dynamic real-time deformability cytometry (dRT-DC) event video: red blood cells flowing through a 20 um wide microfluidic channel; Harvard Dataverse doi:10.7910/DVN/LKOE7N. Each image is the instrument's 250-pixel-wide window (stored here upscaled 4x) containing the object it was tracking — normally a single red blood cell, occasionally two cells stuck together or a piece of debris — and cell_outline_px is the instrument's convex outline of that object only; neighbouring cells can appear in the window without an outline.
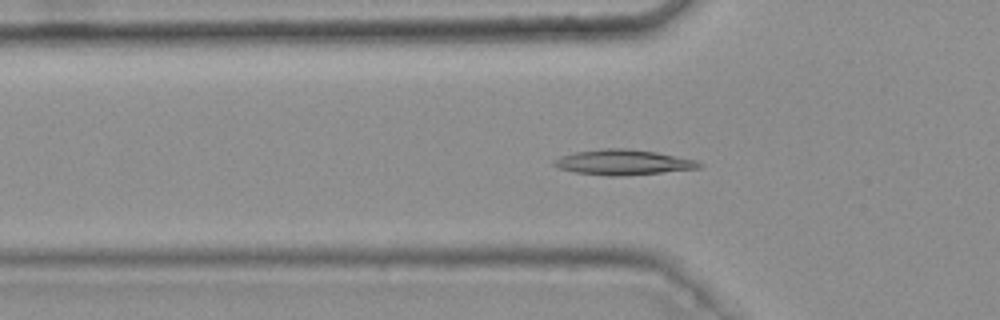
{"species": "common noctule bat (a hibernating species)", "species_latin": "Nyctalus noctula", "temperature_condition": "warm", "stored_images_in_passage": 47, "camera_frame_rate_fps": 3000, "um_per_image_px": 0.085, "animal": {"sex": "female", "body_mass_g": 25.1}, "frame": {"image": 1, "passage_image": 18, "time_ms": 5.667, "image_size_px": [1000, 320], "cell_outline_px": [[704, 164], [700, 168], [664, 172], [620, 176], [608, 176], [576, 172], [560, 168], [552, 164], [552, 160], [560, 156], [576, 152], [604, 148], [628, 148], [656, 152], [696, 160]], "centroid_in_image_um": [52.97, 13.79], "position_along_channel_um": 72.8, "area_um2": 21.33}}
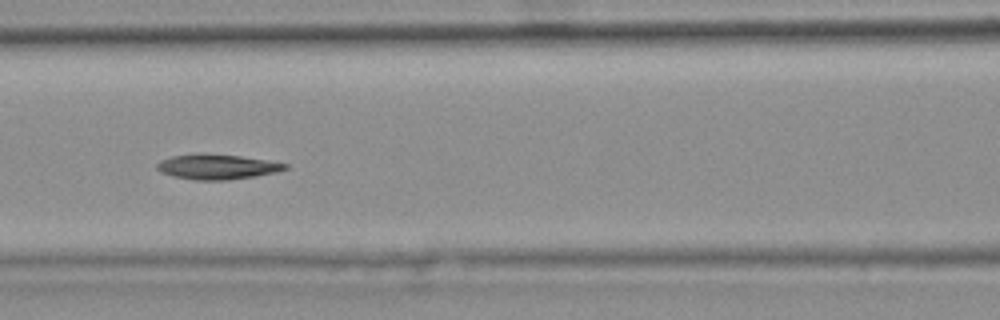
{"frame": {"image": 2, "passage_image": 24, "time_ms": 7.667, "image_size_px": [1000, 320], "cell_outline_px": [[288, 168], [276, 172], [256, 176], [228, 180], [196, 180], [172, 176], [160, 172], [156, 168], [156, 164], [160, 160], [172, 156], [200, 152], [240, 156], [288, 164]], "centroid_in_image_um": [18.4, 14.17], "position_along_channel_um": 148.2, "area_um2": 18.84}}
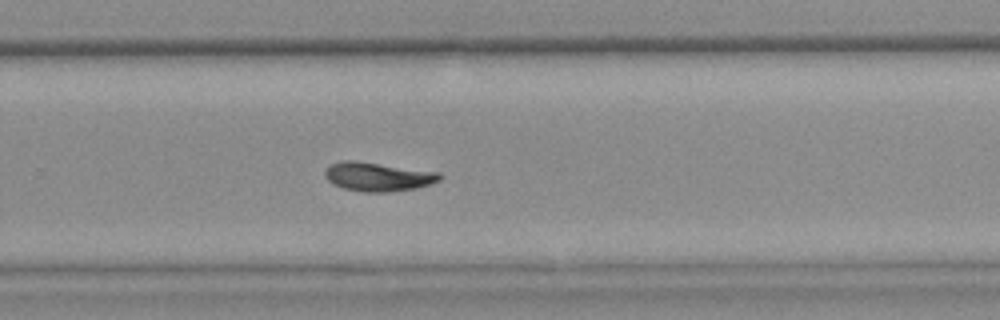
{"frame": {"image": 3, "passage_image": 36, "time_ms": 11.667, "image_size_px": [1000, 320], "cell_outline_px": [[440, 180], [432, 184], [416, 188], [388, 192], [364, 192], [344, 188], [332, 184], [324, 176], [324, 172], [332, 164], [340, 160], [356, 160], [440, 172]], "centroid_in_image_um": [32.12, 15.01], "position_along_channel_um": 297.7, "area_um2": 19.42}}